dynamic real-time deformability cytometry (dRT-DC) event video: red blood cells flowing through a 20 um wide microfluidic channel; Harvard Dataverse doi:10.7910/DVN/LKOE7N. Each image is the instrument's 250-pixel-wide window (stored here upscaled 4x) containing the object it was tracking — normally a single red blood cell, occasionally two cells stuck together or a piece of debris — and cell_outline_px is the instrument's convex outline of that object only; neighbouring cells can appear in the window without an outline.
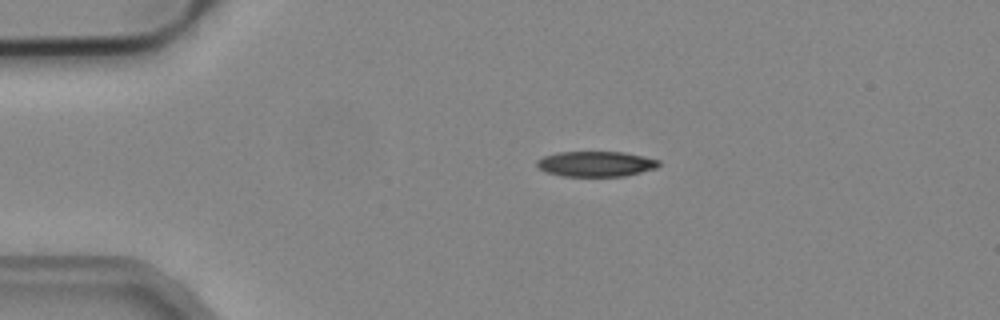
{"species": "common noctule bat (a hibernating species)", "species_latin": "Nyctalus noctula", "temperature_condition": "cold", "stored_images_in_passage": 2, "camera_frame_rate_fps": 3000, "um_per_image_px": 0.085, "animal": {"sex": "male", "body_mass_g": 19.2, "forearm_length_mm": 51.8}, "frame": {"image": 1, "passage_image": 1, "time_ms": 0.0, "image_size_px": [1000, 320], "cell_outline_px": [[660, 164], [656, 168], [624, 176], [560, 176], [544, 172], [536, 168], [536, 160], [544, 156], [556, 152], [624, 152], [644, 156], [660, 160]], "centroid_in_image_um": [50.6, 13.93], "position_along_channel_um": 34.4, "area_um2": 18.21}}